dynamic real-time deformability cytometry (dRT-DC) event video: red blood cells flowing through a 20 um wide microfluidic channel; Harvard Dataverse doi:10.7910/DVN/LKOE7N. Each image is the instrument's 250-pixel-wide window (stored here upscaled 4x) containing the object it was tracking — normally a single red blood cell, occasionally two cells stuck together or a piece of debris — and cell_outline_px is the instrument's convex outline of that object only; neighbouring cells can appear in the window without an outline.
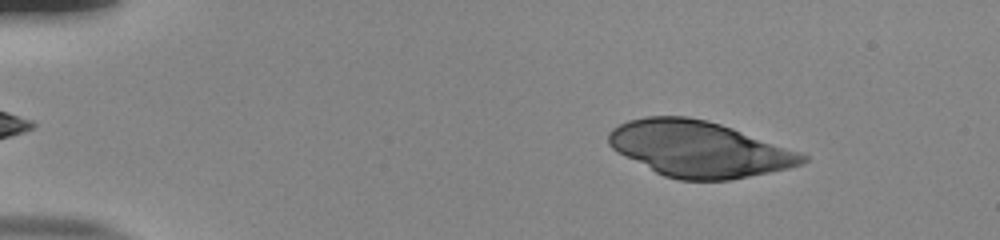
{"species": "human", "species_latin": "Homo sapiens", "temperature_condition": "room temperature", "stored_images_in_passage": 51, "camera_frame_rate_fps": 3000, "um_per_image_px": 0.085, "donor": {"sex": "male"}, "frame": {"image": 1, "passage_image": 6, "time_ms": 1.667, "image_size_px": [1000, 240], "cell_outline_px": [[808, 160], [800, 164], [784, 168], [732, 180], [680, 180], [664, 176], [656, 172], [612, 148], [608, 144], [608, 132], [612, 128], [628, 120], [644, 116], [688, 116], [708, 120], [732, 128], [808, 156]], "centroid_in_image_um": [59.35, 12.65], "position_along_channel_um": 25.7, "area_um2": 62.14}}